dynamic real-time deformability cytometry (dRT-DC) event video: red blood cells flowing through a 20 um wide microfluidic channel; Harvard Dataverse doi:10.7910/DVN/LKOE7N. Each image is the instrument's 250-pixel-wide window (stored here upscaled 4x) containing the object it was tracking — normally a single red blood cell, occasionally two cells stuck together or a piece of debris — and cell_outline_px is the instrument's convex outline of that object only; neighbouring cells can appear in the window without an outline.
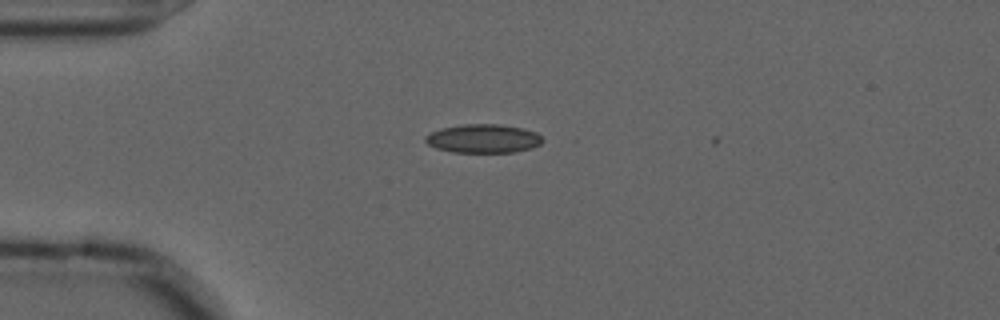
{"species": "common noctule bat (a hibernating species)", "species_latin": "Nyctalus noctula", "temperature_condition": "cold", "stored_images_in_passage": 3, "camera_frame_rate_fps": 3000, "um_per_image_px": 0.085, "animal": {"sex": "male", "forearm_length_mm": 52.5}, "frame": {"image": 1, "passage_image": 1, "time_ms": 0.0, "image_size_px": [1000, 320], "cell_outline_px": [[544, 140], [540, 144], [532, 148], [516, 152], [452, 152], [436, 148], [428, 144], [424, 140], [424, 136], [440, 128], [464, 124], [500, 124], [520, 128], [536, 132]], "centroid_in_image_um": [41.07, 11.78], "position_along_channel_um": 43.9, "area_um2": 19.59}}